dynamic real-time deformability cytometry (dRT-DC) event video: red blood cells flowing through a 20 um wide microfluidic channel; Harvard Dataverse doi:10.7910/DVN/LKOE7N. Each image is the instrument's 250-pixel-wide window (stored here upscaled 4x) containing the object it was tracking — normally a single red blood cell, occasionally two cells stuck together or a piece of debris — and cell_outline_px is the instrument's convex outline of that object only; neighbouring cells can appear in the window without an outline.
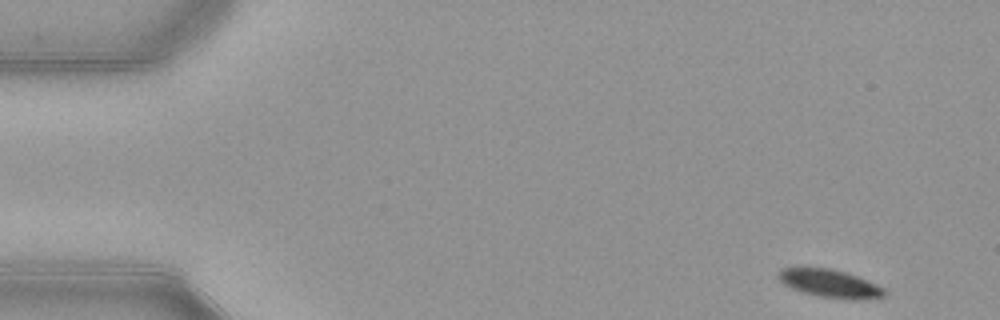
{"species": "common noctule bat (a hibernating species)", "species_latin": "Nyctalus noctula", "temperature_condition": "warm", "stored_images_in_passage": 50, "camera_frame_rate_fps": 3000, "um_per_image_px": 0.085, "animal": {"sex": "female", "body_mass_g": 21.9}, "frame": {"image": 1, "passage_image": 1, "time_ms": 0.0, "image_size_px": [1000, 320], "cell_outline_px": [[888, 292], [884, 296], [856, 300], [820, 296], [800, 292], [784, 284], [776, 276], [776, 272], [780, 268], [832, 268], [868, 280], [884, 288]], "centroid_in_image_um": [70.52, 24.09], "position_along_channel_um": 14.5, "area_um2": 17.28}}
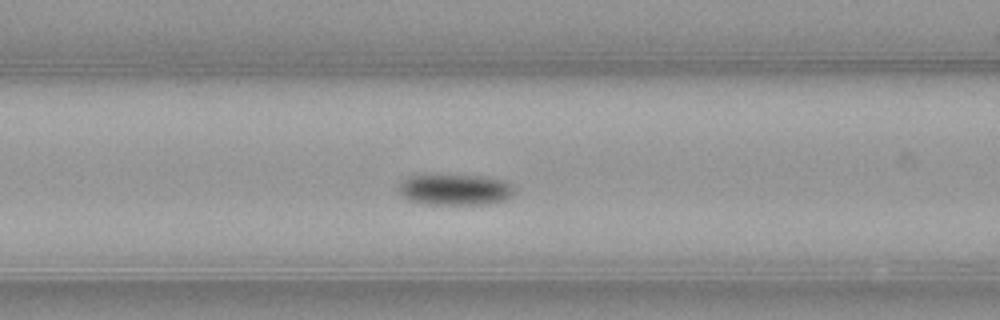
{"frame": {"image": 2, "passage_image": 19, "time_ms": 6.0, "image_size_px": [1000, 320], "cell_outline_px": [[516, 192], [508, 200], [488, 204], [424, 204], [408, 200], [400, 192], [400, 184], [408, 176], [484, 176], [504, 180], [512, 184]], "centroid_in_image_um": [38.78, 16.14], "position_along_channel_um": 127.8, "area_um2": 20.81}}
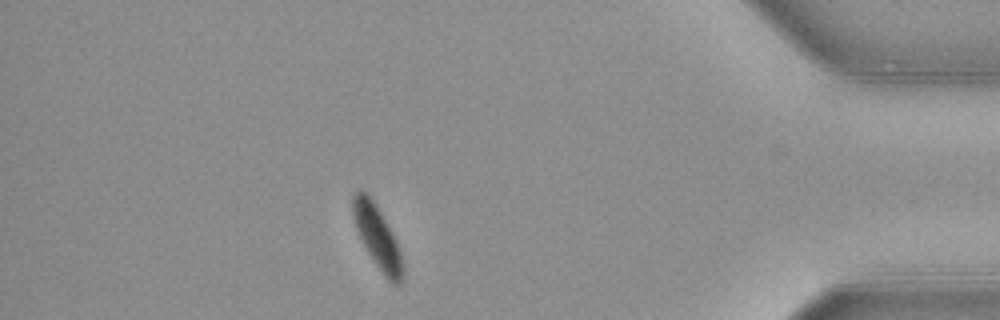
{"frame": {"image": 3, "passage_image": 44, "time_ms": 14.333, "image_size_px": [1000, 320], "cell_outline_px": [[404, 276], [400, 284], [392, 284], [384, 276], [360, 240], [352, 216], [352, 192], [360, 188], [376, 204], [396, 240], [400, 252], [404, 268]], "centroid_in_image_um": [32.06, 20.14], "position_along_channel_um": 403.1, "area_um2": 18.26}, "authors_computed_cell_mechanics": {"area_um2": 19.652, "velocity_mm_per_s": 3.8679, "shape_relaxation_time_tau1_ms": 2.0235, "shape_relaxation_time_tau2_ms": null, "deformation_change_tau1": 0.1343, "deformation_change_tau2": null}}